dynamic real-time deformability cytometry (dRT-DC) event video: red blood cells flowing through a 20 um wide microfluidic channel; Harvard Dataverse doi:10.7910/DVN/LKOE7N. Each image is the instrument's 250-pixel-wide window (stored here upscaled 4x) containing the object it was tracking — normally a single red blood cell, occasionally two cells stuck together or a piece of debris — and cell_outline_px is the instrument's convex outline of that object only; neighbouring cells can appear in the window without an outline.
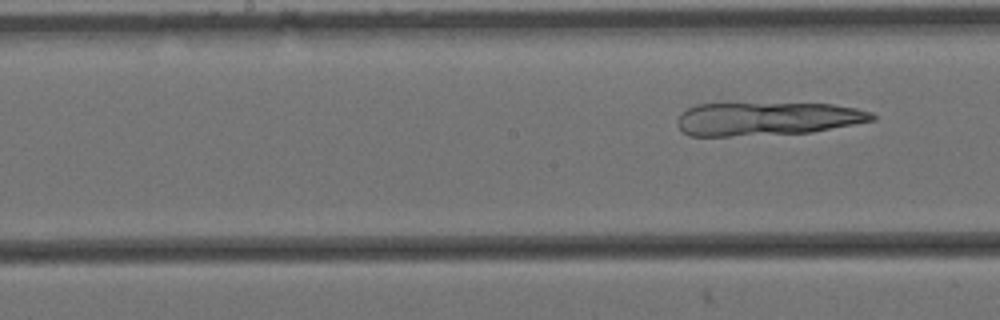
{"species": "Egyptian fruit bat (a non-hibernating species)", "species_latin": "Rousettus aegyptiacus", "temperature_condition": "cold", "stored_images_in_passage": 5, "camera_frame_rate_fps": 3000, "um_per_image_px": 0.085, "animal": {"sex": "female"}, "frame": {"image": 1, "passage_image": 5, "time_ms": 1.333, "image_size_px": [1000, 320], "cell_outline_px": [[876, 120], [812, 132], [728, 136], [688, 136], [680, 132], [676, 124], [676, 120], [680, 112], [696, 104], [832, 104], [856, 108], [872, 112], [876, 116]], "centroid_in_image_um": [65.15, 10.1], "position_along_channel_um": 183.0, "area_um2": 37.92}}